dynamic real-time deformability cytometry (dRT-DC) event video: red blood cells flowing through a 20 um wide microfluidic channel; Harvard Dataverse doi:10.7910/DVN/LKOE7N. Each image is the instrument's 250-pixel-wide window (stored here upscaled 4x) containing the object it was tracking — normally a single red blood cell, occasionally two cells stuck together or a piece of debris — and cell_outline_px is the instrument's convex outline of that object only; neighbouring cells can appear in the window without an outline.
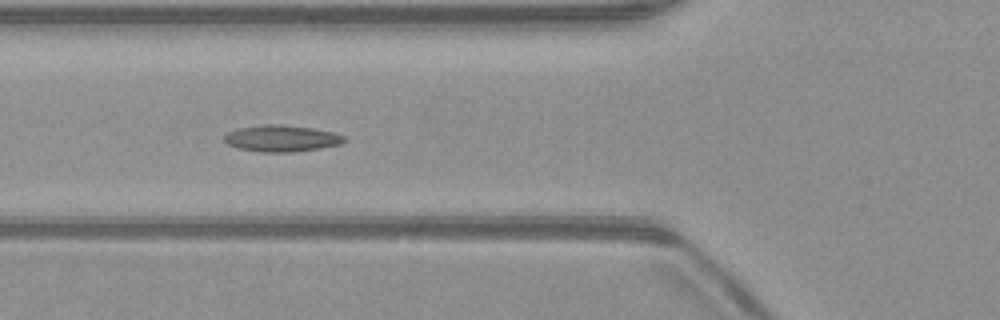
{"species": "common noctule bat (a hibernating species)", "species_latin": "Nyctalus noctula", "temperature_condition": "warm", "stored_images_in_passage": 9, "camera_frame_rate_fps": 3000, "um_per_image_px": 0.085, "animal": {"sex": "male", "body_mass_g": 23.1, "forearm_length_mm": 52.7}, "frame": {"image": 1, "passage_image": 6, "time_ms": 1.667, "image_size_px": [1000, 320], "cell_outline_px": [[344, 140], [340, 144], [320, 148], [292, 152], [260, 152], [236, 148], [228, 144], [224, 140], [224, 136], [228, 132], [240, 128], [260, 124], [280, 124], [312, 128], [332, 132], [344, 136]], "centroid_in_image_um": [23.89, 11.76], "position_along_channel_um": 101.9, "area_um2": 18.44}}